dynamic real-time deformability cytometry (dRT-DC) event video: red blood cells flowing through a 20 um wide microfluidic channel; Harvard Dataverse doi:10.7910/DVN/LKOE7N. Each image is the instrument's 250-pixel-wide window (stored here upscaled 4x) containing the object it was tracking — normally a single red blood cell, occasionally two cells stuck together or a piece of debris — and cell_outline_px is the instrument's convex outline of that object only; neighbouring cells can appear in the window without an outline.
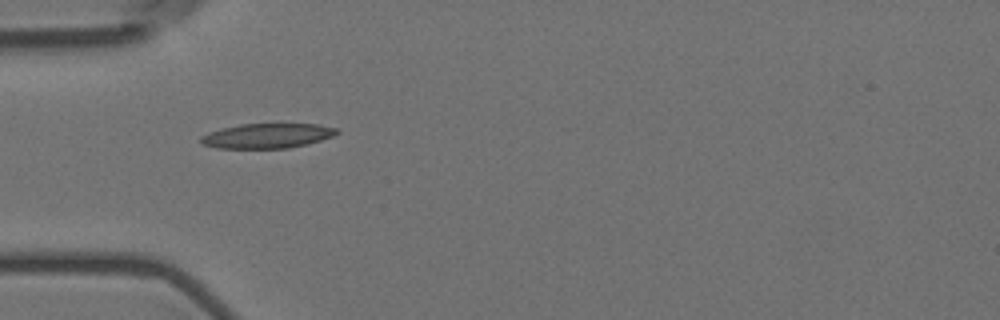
{"species": "Egyptian fruit bat (a non-hibernating species)", "species_latin": "Rousettus aegyptiacus", "temperature_condition": "room temperature", "stored_images_in_passage": 3, "camera_frame_rate_fps": 3000, "um_per_image_px": 0.085, "animal": {"sex": "female"}, "frame": {"image": 1, "passage_image": 2, "time_ms": 0.333, "image_size_px": [1000, 320], "cell_outline_px": [[340, 132], [332, 136], [308, 144], [288, 148], [216, 148], [204, 144], [200, 140], [200, 136], [220, 128], [240, 124], [316, 124], [336, 128]], "centroid_in_image_um": [22.7, 11.54], "position_along_channel_um": 62.3, "area_um2": 19.54}}
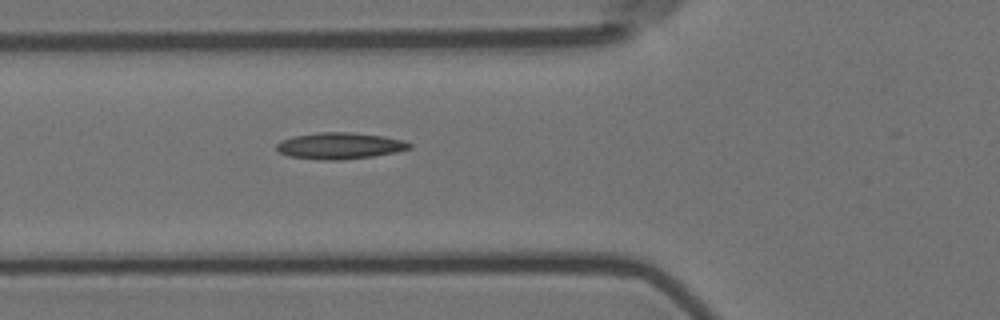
{"frame": {"image": 2, "passage_image": 3, "time_ms": 0.667, "image_size_px": [1000, 320], "cell_outline_px": [[412, 148], [396, 152], [372, 156], [344, 160], [316, 160], [288, 156], [280, 152], [276, 148], [276, 144], [280, 140], [292, 136], [320, 132], [352, 132], [384, 136], [400, 140], [412, 144]], "centroid_in_image_um": [28.84, 12.39], "position_along_channel_um": 97.0, "area_um2": 20.63}}